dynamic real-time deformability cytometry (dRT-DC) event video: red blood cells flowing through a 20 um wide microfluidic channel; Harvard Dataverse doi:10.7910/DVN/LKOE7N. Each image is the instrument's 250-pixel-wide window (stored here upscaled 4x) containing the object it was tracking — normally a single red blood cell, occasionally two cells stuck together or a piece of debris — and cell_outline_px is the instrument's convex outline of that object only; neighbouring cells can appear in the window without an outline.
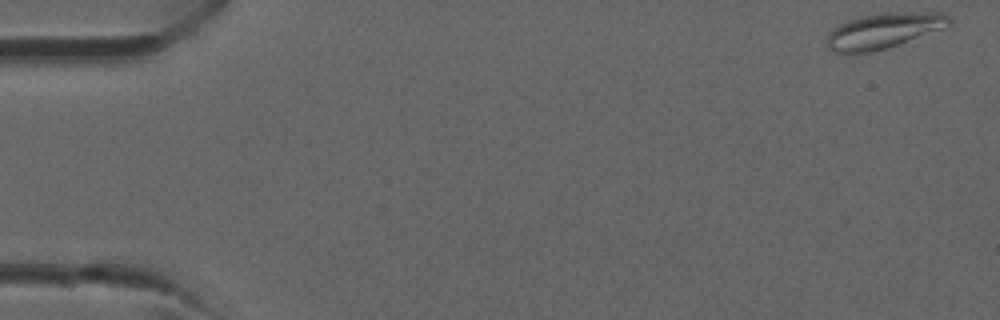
{"species": "common noctule bat (a hibernating species)", "species_latin": "Nyctalus noctula", "temperature_condition": "room temperature", "stored_images_in_passage": 38, "camera_frame_rate_fps": 3000, "um_per_image_px": 0.085, "animal": {"sex": "male", "forearm_length_mm": 52.5}, "frame": {"image": 1, "passage_image": 1, "time_ms": 0.0, "image_size_px": [1000, 320], "cell_outline_px": [[952, 20], [948, 24], [940, 28], [888, 48], [868, 52], [836, 52], [828, 48], [828, 36], [840, 24], [848, 20], [860, 16], [884, 12], [940, 12], [948, 16]], "centroid_in_image_um": [75.1, 2.59], "position_along_channel_um": 9.9, "area_um2": 24.51}}
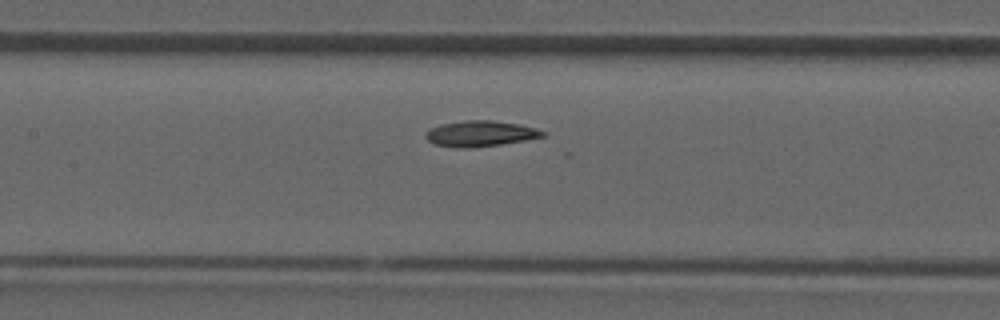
{"frame": {"image": 2, "passage_image": 18, "time_ms": 5.667, "image_size_px": [1000, 320], "cell_outline_px": [[544, 136], [524, 140], [500, 144], [468, 148], [460, 148], [432, 144], [424, 136], [432, 128], [440, 124], [464, 120], [492, 120], [520, 124], [536, 128], [544, 132]], "centroid_in_image_um": [40.8, 11.35], "position_along_channel_um": 166.6, "area_um2": 17.4}}
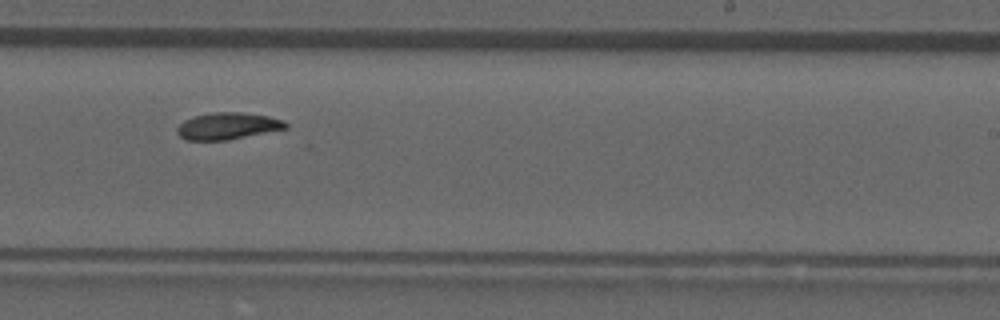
{"frame": {"image": 3, "passage_image": 24, "time_ms": 7.667, "image_size_px": [1000, 320], "cell_outline_px": [[288, 128], [228, 140], [184, 140], [176, 132], [176, 128], [184, 120], [196, 116], [212, 112], [240, 112], [268, 116], [284, 120], [288, 124]], "centroid_in_image_um": [19.35, 10.71], "position_along_channel_um": 269.6, "area_um2": 16.99}}